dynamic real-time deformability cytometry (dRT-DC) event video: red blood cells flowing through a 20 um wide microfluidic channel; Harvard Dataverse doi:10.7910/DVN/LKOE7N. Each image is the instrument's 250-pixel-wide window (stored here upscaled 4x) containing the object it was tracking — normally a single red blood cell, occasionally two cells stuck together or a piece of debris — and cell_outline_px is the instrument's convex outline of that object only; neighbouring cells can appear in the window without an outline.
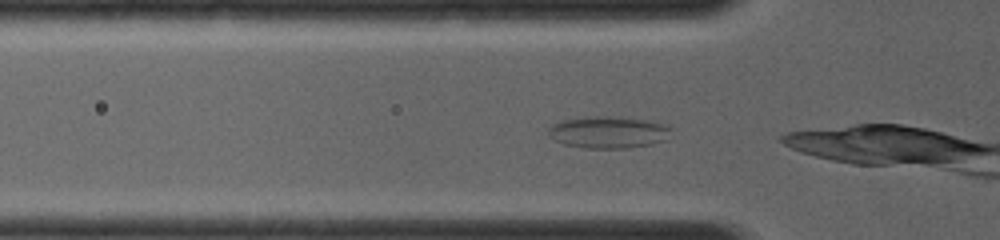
{"species": "common noctule bat (a hibernating species)", "species_latin": "Nyctalus noctula", "temperature_condition": "room temperature", "stored_images_in_passage": 6, "camera_frame_rate_fps": 4000, "um_per_image_px": 0.085, "animal": {"sex": "female", "body_mass_g": 19.0, "forearm_length_mm": 56.7}, "frame": {"image": 1, "passage_image": 2, "time_ms": 0.25, "image_size_px": [1000, 240], "cell_outline_px": [[672, 128], [668, 140], [652, 144], [628, 148], [584, 148], [564, 144], [548, 136], [548, 128], [552, 124], [564, 120], [588, 116], [612, 116], [652, 120], [664, 124]], "centroid_in_image_um": [51.75, 11.23], "position_along_channel_um": 74.0, "area_um2": 23.18}}